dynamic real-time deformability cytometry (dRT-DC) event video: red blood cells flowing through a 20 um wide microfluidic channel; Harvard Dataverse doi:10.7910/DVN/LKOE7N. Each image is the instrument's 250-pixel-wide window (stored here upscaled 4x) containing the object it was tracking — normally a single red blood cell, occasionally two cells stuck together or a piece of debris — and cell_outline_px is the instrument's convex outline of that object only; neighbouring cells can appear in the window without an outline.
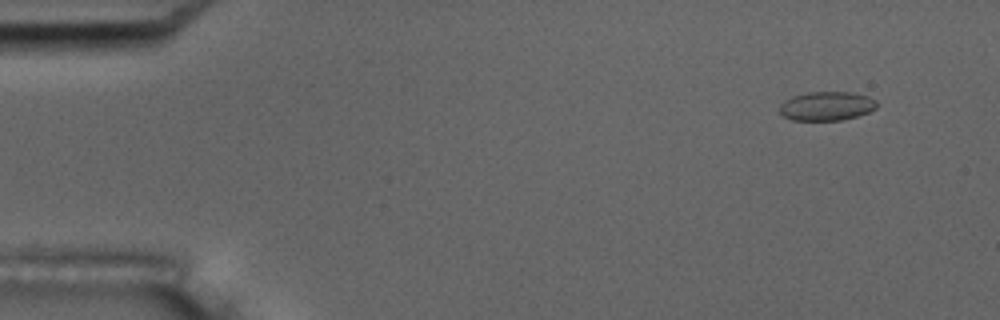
{"species": "common noctule bat (a hibernating species)", "species_latin": "Nyctalus noctula", "temperature_condition": "room temperature", "stored_images_in_passage": 8, "camera_frame_rate_fps": 3000, "um_per_image_px": 0.085, "animal": {"sex": "male", "body_mass_g": 17.5, "forearm_length_mm": 52.3}, "frame": {"image": 1, "passage_image": 1, "time_ms": 0.0, "image_size_px": [1000, 320], "cell_outline_px": [[876, 108], [868, 112], [856, 116], [840, 120], [792, 120], [784, 116], [780, 112], [780, 104], [784, 100], [792, 96], [808, 92], [848, 92], [868, 96], [876, 100]], "centroid_in_image_um": [70.24, 9.01], "position_along_channel_um": 14.8, "area_um2": 16.3}}
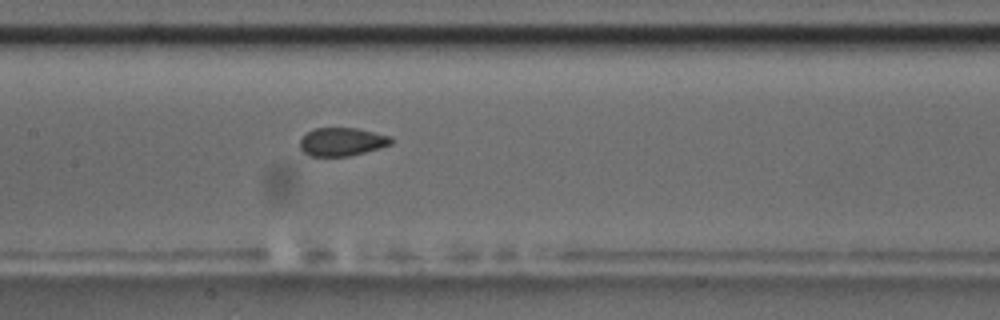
{"frame": {"image": 2, "passage_image": 8, "time_ms": 7.667, "image_size_px": [1000, 320], "cell_outline_px": [[396, 140], [392, 144], [380, 148], [348, 156], [312, 156], [304, 152], [300, 148], [300, 140], [308, 132], [316, 128], [356, 128], [392, 136]], "centroid_in_image_um": [29.12, 12.05], "position_along_channel_um": 178.3, "area_um2": 15.03}}